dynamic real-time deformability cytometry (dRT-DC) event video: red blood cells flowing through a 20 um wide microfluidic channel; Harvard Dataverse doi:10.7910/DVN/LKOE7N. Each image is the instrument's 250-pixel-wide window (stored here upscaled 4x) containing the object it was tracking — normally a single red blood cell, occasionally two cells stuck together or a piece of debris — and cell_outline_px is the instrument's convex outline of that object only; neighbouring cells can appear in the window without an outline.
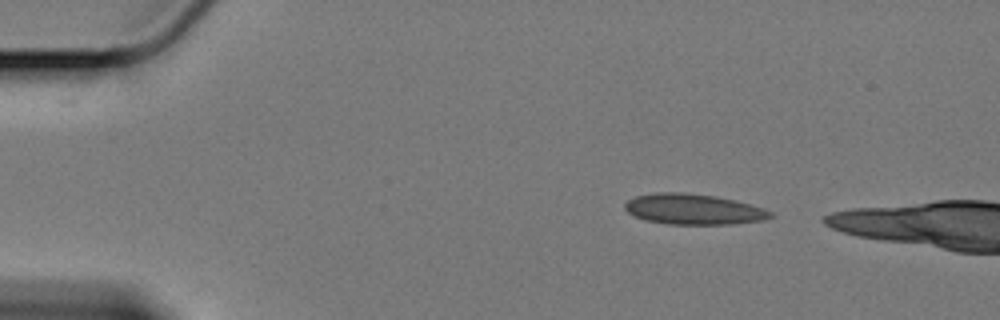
{"species": "Egyptian fruit bat (a non-hibernating species)", "species_latin": "Rousettus aegyptiacus", "temperature_condition": "cold", "stored_images_in_passage": 46, "camera_frame_rate_fps": 3000, "um_per_image_px": 0.085, "animal": {"sex": "female"}, "frame": {"image": 1, "passage_image": 1, "time_ms": 0.0, "image_size_px": [1000, 320], "cell_outline_px": [[776, 216], [764, 220], [732, 224], [668, 224], [644, 220], [628, 212], [624, 208], [624, 204], [628, 200], [636, 196], [656, 192], [680, 192], [716, 196], [736, 200], [752, 204], [764, 208], [772, 212]], "centroid_in_image_um": [58.98, 17.78], "position_along_channel_um": 26.0, "area_um2": 26.13}}
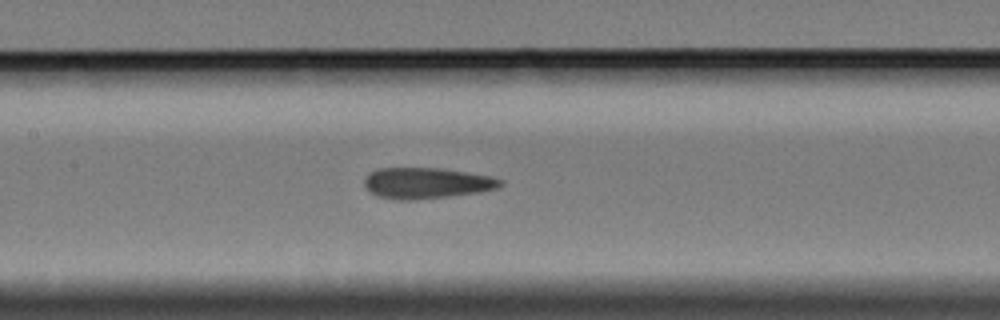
{"frame": {"image": 2, "passage_image": 20, "time_ms": 6.333, "image_size_px": [1000, 320], "cell_outline_px": [[504, 184], [496, 188], [480, 192], [452, 196], [412, 200], [392, 200], [376, 196], [364, 184], [364, 180], [372, 172], [380, 168], [440, 168], [492, 176], [504, 180]], "centroid_in_image_um": [36.3, 15.57], "position_along_channel_um": 171.1, "area_um2": 24.57}}
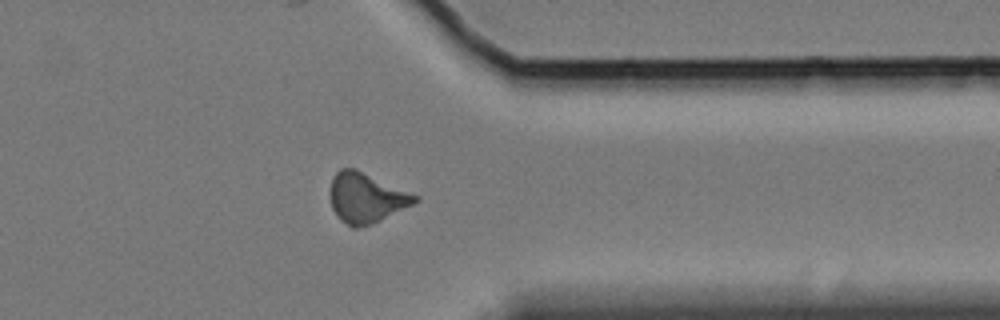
{"frame": {"image": 3, "passage_image": 39, "time_ms": 12.667, "image_size_px": [1000, 320], "cell_outline_px": [[420, 200], [372, 224], [356, 228], [352, 228], [340, 220], [336, 216], [332, 208], [328, 192], [332, 176], [340, 168], [356, 168], [420, 196]], "centroid_in_image_um": [31.08, 16.8], "position_along_channel_um": 380.3, "area_um2": 25.03}}